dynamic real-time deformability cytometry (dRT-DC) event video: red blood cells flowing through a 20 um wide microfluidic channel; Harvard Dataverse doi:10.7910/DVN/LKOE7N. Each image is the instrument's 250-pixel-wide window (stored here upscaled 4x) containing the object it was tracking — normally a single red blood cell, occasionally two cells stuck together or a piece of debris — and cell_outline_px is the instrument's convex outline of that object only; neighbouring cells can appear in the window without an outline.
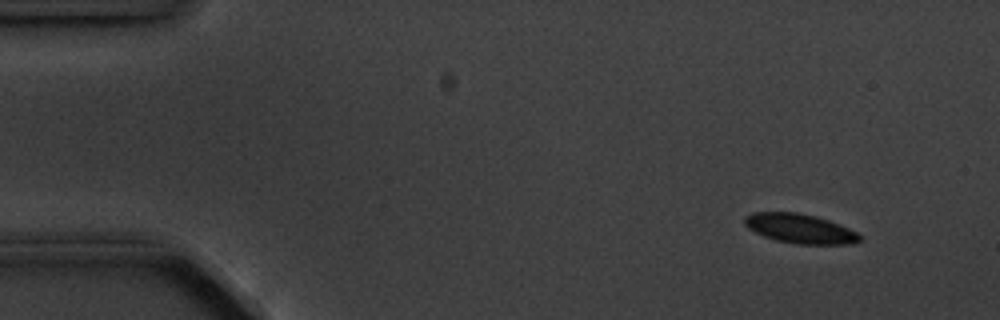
{"species": "common noctule bat (a hibernating species)", "species_latin": "Nyctalus noctula", "temperature_condition": "cold", "stored_images_in_passage": 4, "camera_frame_rate_fps": 3000, "um_per_image_px": 0.085, "animal": {"sex": "male", "body_mass_g": 20.1, "forearm_length_mm": 53.5}, "frame": {"image": 1, "passage_image": 1, "time_ms": 0.0, "image_size_px": [1000, 320], "cell_outline_px": [[860, 240], [852, 244], [796, 244], [776, 240], [764, 236], [748, 228], [744, 224], [744, 216], [752, 212], [796, 212], [816, 216], [840, 224], [856, 232], [860, 236]], "centroid_in_image_um": [67.97, 19.42], "position_along_channel_um": 17.0, "area_um2": 19.71}}
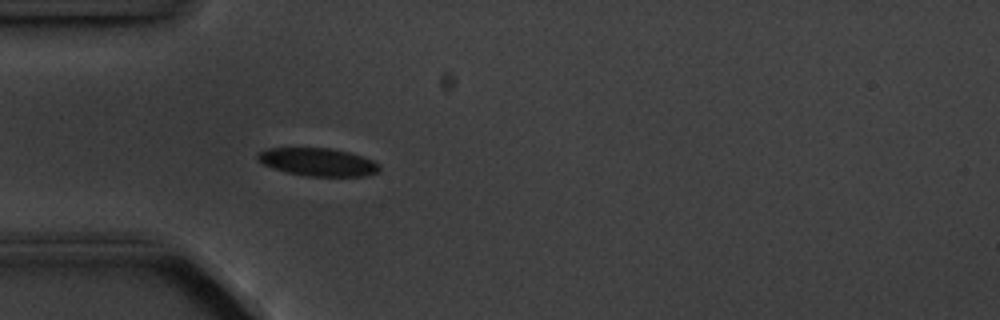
{"frame": {"image": 2, "passage_image": 4, "time_ms": 3.667, "image_size_px": [1000, 320], "cell_outline_px": [[380, 168], [376, 172], [364, 176], [308, 176], [284, 172], [264, 164], [256, 156], [256, 152], [268, 148], [332, 148], [348, 152], [372, 160], [380, 164]], "centroid_in_image_um": [27.0, 13.77], "position_along_channel_um": 58.0, "area_um2": 19.71}}